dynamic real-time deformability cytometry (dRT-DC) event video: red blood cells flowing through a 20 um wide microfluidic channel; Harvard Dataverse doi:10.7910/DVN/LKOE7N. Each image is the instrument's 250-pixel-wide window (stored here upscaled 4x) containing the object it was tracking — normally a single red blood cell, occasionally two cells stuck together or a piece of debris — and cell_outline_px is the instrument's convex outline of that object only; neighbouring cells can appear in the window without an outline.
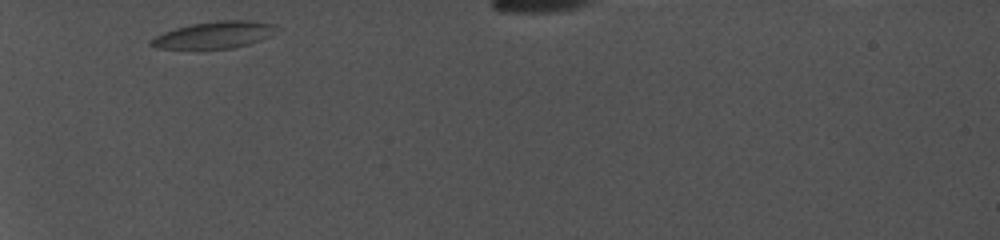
{"species": "common noctule bat (a hibernating species)", "species_latin": "Nyctalus noctula", "temperature_condition": "cold", "stored_images_in_passage": 27, "camera_frame_rate_fps": 5000, "um_per_image_px": 0.085, "animal": {"sex": "female", "body_mass_g": 19.0, "forearm_length_mm": 56.7}, "frame": {"image": 1, "passage_image": 1, "time_ms": 0.0, "image_size_px": [1000, 240], "cell_outline_px": [[276, 24], [268, 36], [260, 40], [248, 44], [232, 48], [204, 52], [200, 52], [156, 48], [148, 44], [148, 40], [152, 36], [176, 28], [192, 24], [216, 20], [248, 20]], "centroid_in_image_um": [18.04, 3.03], "position_along_channel_um": 67.0, "area_um2": 20.52}}
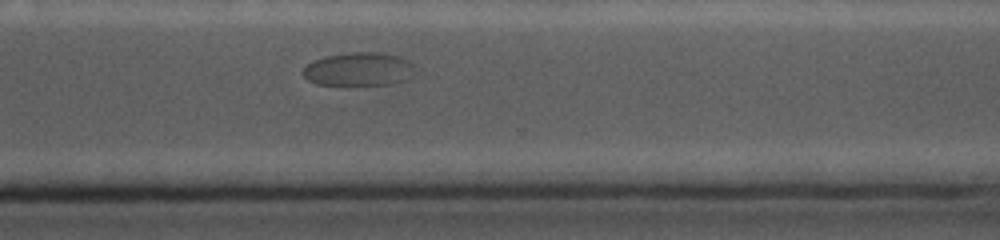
{"frame": {"image": 2, "passage_image": 22, "time_ms": 8.2, "image_size_px": [1000, 240], "cell_outline_px": [[420, 72], [408, 80], [396, 84], [316, 84], [308, 80], [304, 76], [304, 68], [312, 60], [324, 56], [356, 52], [380, 52], [400, 56], [408, 60], [420, 68]], "centroid_in_image_um": [30.64, 5.87], "position_along_channel_um": 340.0, "area_um2": 22.31}}
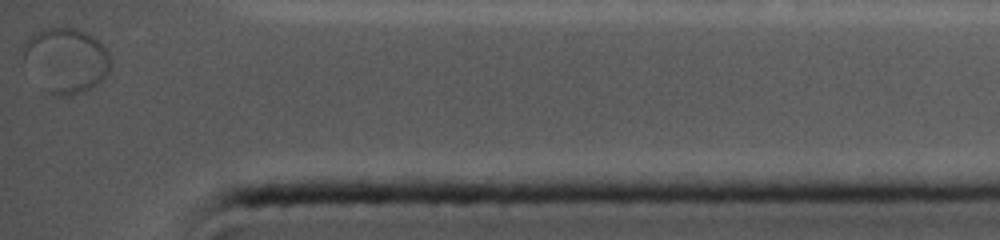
{"frame": {"image": 3, "passage_image": 27, "time_ms": 10.8, "image_size_px": [1000, 240], "cell_outline_px": [[112, 64], [108, 72], [100, 84], [84, 92], [72, 96], [56, 96], [48, 92], [24, 56], [24, 44], [28, 36], [40, 28], [64, 24], [88, 32], [108, 52]], "centroid_in_image_um": [5.67, 5.06], "position_along_channel_um": 429.5, "area_um2": 33.12}}